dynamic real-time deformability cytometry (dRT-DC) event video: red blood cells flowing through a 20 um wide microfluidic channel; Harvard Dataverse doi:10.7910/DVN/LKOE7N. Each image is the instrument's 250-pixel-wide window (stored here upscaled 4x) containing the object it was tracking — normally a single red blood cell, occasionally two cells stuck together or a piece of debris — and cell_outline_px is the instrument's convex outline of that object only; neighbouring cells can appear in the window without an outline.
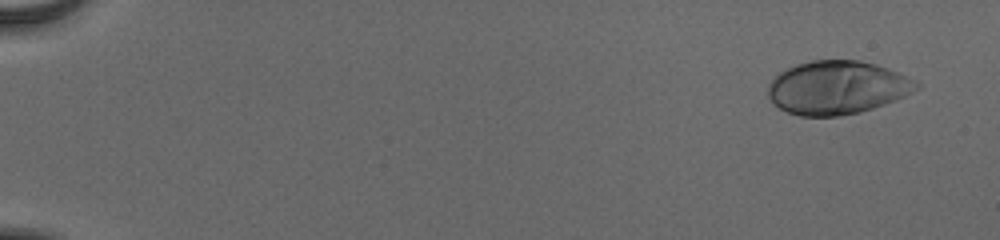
{"species": "human", "species_latin": "Homo sapiens", "temperature_condition": "cold", "stored_images_in_passage": 53, "camera_frame_rate_fps": 3000, "um_per_image_px": 0.085, "donor": {"sex": "male"}, "frame": {"image": 1, "passage_image": 1, "time_ms": 0.0, "image_size_px": [1000, 240], "cell_outline_px": [[920, 88], [896, 100], [860, 112], [836, 116], [800, 116], [788, 112], [772, 104], [768, 96], [768, 84], [780, 72], [796, 64], [812, 60], [860, 60], [876, 64], [888, 68], [916, 80], [920, 84]], "centroid_in_image_um": [71.16, 7.44], "position_along_channel_um": 13.8, "area_um2": 46.24}}
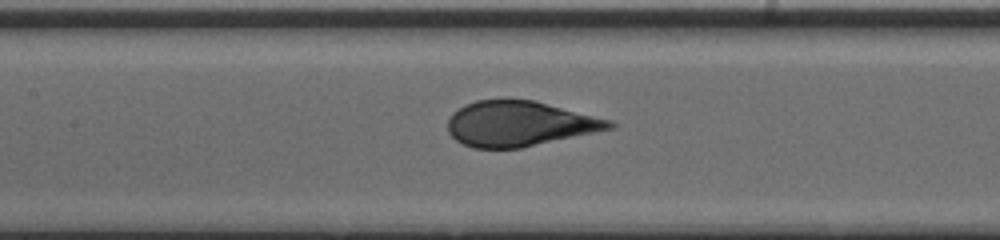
{"frame": {"image": 2, "passage_image": 26, "time_ms": 8.333, "image_size_px": [1000, 240], "cell_outline_px": [[616, 128], [520, 148], [472, 148], [456, 140], [448, 132], [448, 120], [452, 112], [464, 104], [476, 100], [536, 100], [612, 120], [616, 124]], "centroid_in_image_um": [44.18, 10.51], "position_along_channel_um": 163.2, "area_um2": 42.71}}
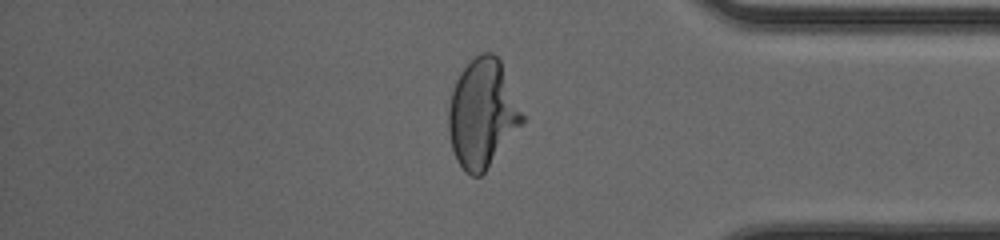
{"frame": {"image": 3, "passage_image": 45, "time_ms": 14.667, "image_size_px": [1000, 240], "cell_outline_px": [[524, 120], [484, 172], [480, 176], [472, 176], [464, 172], [456, 160], [452, 148], [448, 132], [448, 108], [452, 92], [456, 80], [460, 72], [480, 52], [492, 52], [500, 60], [524, 116]], "centroid_in_image_um": [40.97, 9.65], "position_along_channel_um": 394.2, "area_um2": 46.01}, "authors_computed_cell_mechanics": {"area_um2": 44.795, "velocity_mm_per_s": 3.8631, "shape_relaxation_time_tau1_ms": 3.8261, "shape_relaxation_time_tau2_ms": null, "deformation_change_tau1": 0.2068, "deformation_change_tau2": null}}